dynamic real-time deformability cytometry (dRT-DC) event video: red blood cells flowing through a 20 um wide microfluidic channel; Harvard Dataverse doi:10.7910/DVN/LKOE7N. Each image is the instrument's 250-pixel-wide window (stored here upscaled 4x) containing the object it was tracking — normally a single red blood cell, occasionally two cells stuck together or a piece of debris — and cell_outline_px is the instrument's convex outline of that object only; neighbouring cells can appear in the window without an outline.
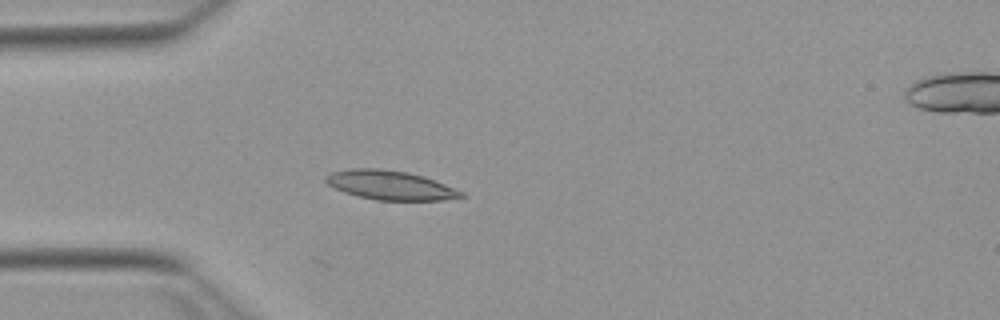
{"species": "Egyptian fruit bat (a non-hibernating species)", "species_latin": "Rousettus aegyptiacus", "temperature_condition": "warm", "stored_images_in_passage": 15, "camera_frame_rate_fps": 3000, "um_per_image_px": 0.085, "animal": {"sex": "female"}, "frame": {"image": 1, "passage_image": 15, "time_ms": 4.667, "image_size_px": [1000, 320], "cell_outline_px": [[468, 196], [444, 200], [376, 200], [344, 192], [328, 184], [324, 180], [324, 176], [332, 172], [352, 168], [380, 168], [408, 172], [424, 176], [464, 192]], "centroid_in_image_um": [33.19, 15.73], "position_along_channel_um": 51.8, "area_um2": 23.0}}